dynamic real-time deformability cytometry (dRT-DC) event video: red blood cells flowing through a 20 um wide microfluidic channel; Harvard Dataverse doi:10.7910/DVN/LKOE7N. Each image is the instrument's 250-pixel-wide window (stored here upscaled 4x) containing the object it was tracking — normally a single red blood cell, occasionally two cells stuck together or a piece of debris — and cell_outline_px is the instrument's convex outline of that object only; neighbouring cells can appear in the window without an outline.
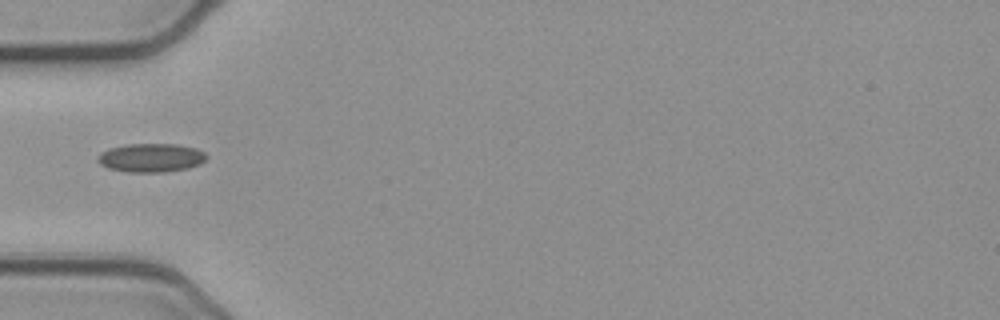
{"species": "common noctule bat (a hibernating species)", "species_latin": "Nyctalus noctula", "temperature_condition": "cold", "stored_images_in_passage": 36, "camera_frame_rate_fps": 3000, "um_per_image_px": 0.085, "animal": {"sex": "female", "body_mass_g": 21.9}, "frame": {"image": 1, "passage_image": 1, "time_ms": 0.0, "image_size_px": [1000, 320], "cell_outline_px": [[208, 156], [200, 164], [188, 168], [164, 172], [128, 172], [108, 168], [100, 164], [96, 160], [100, 152], [108, 148], [128, 144], [176, 144], [196, 148], [204, 152]], "centroid_in_image_um": [12.82, 13.41], "position_along_channel_um": 72.2, "area_um2": 18.26}}
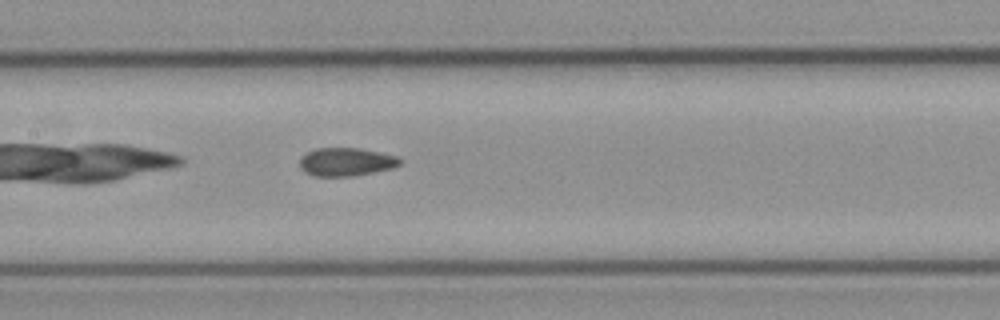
{"frame": {"image": 2, "passage_image": 9, "time_ms": 2.667, "image_size_px": [1000, 320], "cell_outline_px": [[404, 160], [400, 164], [392, 168], [352, 176], [312, 176], [304, 172], [300, 168], [300, 156], [316, 148], [360, 148], [400, 156]], "centroid_in_image_um": [29.43, 13.75], "position_along_channel_um": 178.0, "area_um2": 16.7}}
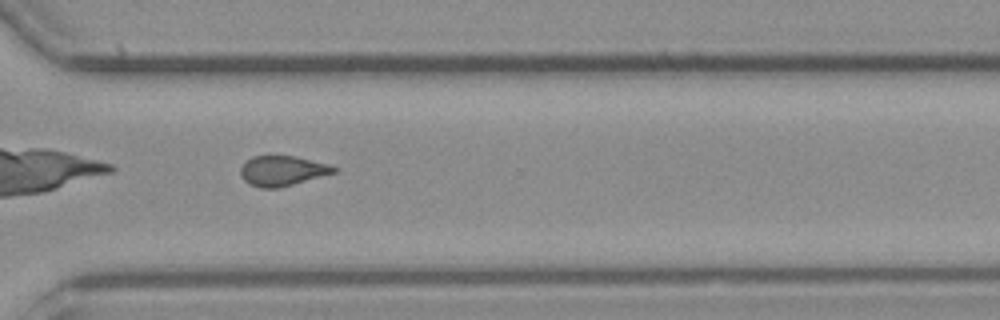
{"frame": {"image": 3, "passage_image": 22, "time_ms": 7.0, "image_size_px": [1000, 320], "cell_outline_px": [[336, 172], [280, 188], [260, 188], [248, 184], [240, 176], [240, 168], [252, 156], [296, 156], [328, 164], [336, 168]], "centroid_in_image_um": [23.97, 14.53], "position_along_channel_um": 346.6, "area_um2": 16.3}}